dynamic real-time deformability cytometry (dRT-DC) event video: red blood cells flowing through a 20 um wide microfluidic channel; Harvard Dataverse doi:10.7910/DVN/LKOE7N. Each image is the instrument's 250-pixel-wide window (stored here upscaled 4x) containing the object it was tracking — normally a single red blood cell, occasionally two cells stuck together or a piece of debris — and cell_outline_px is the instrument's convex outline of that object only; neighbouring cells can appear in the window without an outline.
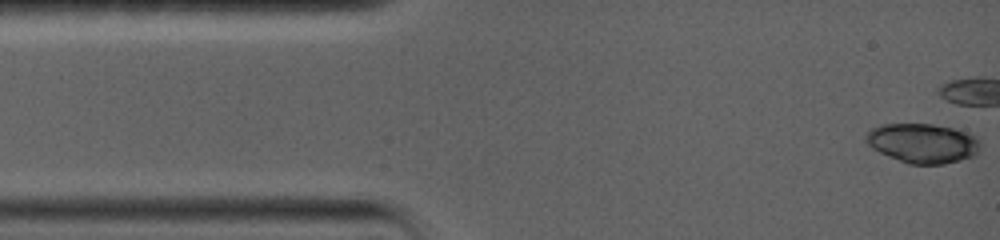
{"species": "common noctule bat (a hibernating species)", "species_latin": "Nyctalus noctula", "temperature_condition": "warm", "stored_images_in_passage": 7, "camera_frame_rate_fps": 5000, "um_per_image_px": 0.085, "animal": {"sex": "female", "body_mass_g": 19.0, "forearm_length_mm": 56.7}, "frame": {"image": 1, "passage_image": 1, "time_ms": 0.0, "image_size_px": [1000, 240], "cell_outline_px": [[980, 148], [972, 156], [960, 160], [944, 164], [908, 164], [888, 156], [872, 148], [864, 140], [864, 136], [868, 128], [884, 124], [932, 124], [952, 128], [976, 136], [980, 144]], "centroid_in_image_um": [78.37, 12.17], "position_along_channel_um": 6.6, "area_um2": 26.36}}